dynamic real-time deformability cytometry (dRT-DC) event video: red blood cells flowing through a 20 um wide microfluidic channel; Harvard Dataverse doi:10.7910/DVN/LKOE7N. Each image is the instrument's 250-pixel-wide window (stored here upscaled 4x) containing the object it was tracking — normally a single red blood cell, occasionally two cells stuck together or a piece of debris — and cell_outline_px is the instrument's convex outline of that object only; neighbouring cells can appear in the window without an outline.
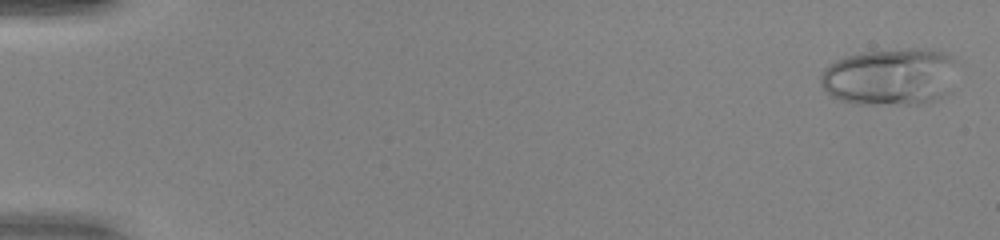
{"species": "human", "species_latin": "Homo sapiens", "temperature_condition": "warm", "stored_images_in_passage": 51, "camera_frame_rate_fps": 3000, "um_per_image_px": 0.085, "donor": {"sex": "female"}, "frame": {"image": 1, "passage_image": 2, "time_ms": 0.333, "image_size_px": [1000, 240], "cell_outline_px": [[956, 60], [952, 92], [932, 100], [920, 104], [860, 104], [840, 100], [832, 96], [820, 84], [820, 76], [824, 68], [828, 64], [836, 60], [848, 56], [864, 52], [908, 48], [924, 48], [944, 52], [952, 56]], "centroid_in_image_um": [75.7, 6.52], "position_along_channel_um": 9.3, "area_um2": 45.89}}
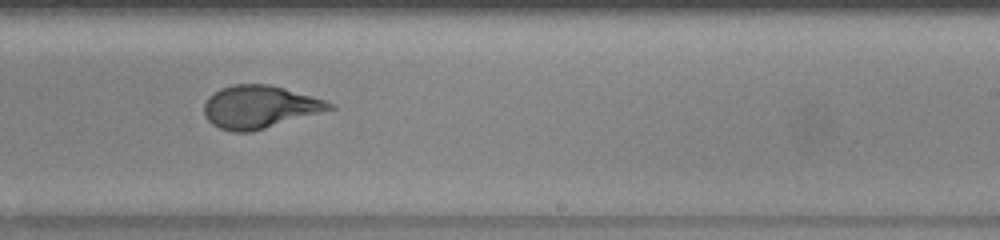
{"frame": {"image": 2, "passage_image": 33, "time_ms": 10.667, "image_size_px": [1000, 240], "cell_outline_px": [[336, 108], [252, 132], [232, 132], [220, 128], [212, 124], [204, 116], [204, 104], [208, 96], [220, 88], [232, 84], [268, 84], [284, 88], [324, 100], [336, 104]], "centroid_in_image_um": [22.04, 9.09], "position_along_channel_um": 267.0, "area_um2": 31.27}}
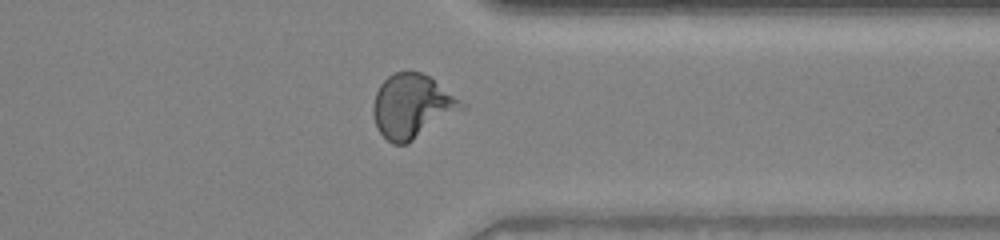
{"frame": {"image": 3, "passage_image": 41, "time_ms": 13.333, "image_size_px": [1000, 240], "cell_outline_px": [[468, 108], [408, 144], [392, 144], [376, 128], [372, 112], [372, 104], [376, 92], [380, 84], [388, 76], [396, 72], [420, 72], [428, 76], [468, 104]], "centroid_in_image_um": [35.07, 9.06], "position_along_channel_um": 376.3, "area_um2": 33.41}, "authors_computed_cell_mechanics": {"area_um2": 31.8478, "velocity_mm_per_s": 4.1515, "shape_relaxation_time_tau1_ms": 5.0748, "shape_relaxation_time_tau2_ms": null, "deformation_change_tau1": 0.2624, "deformation_change_tau2": null}}